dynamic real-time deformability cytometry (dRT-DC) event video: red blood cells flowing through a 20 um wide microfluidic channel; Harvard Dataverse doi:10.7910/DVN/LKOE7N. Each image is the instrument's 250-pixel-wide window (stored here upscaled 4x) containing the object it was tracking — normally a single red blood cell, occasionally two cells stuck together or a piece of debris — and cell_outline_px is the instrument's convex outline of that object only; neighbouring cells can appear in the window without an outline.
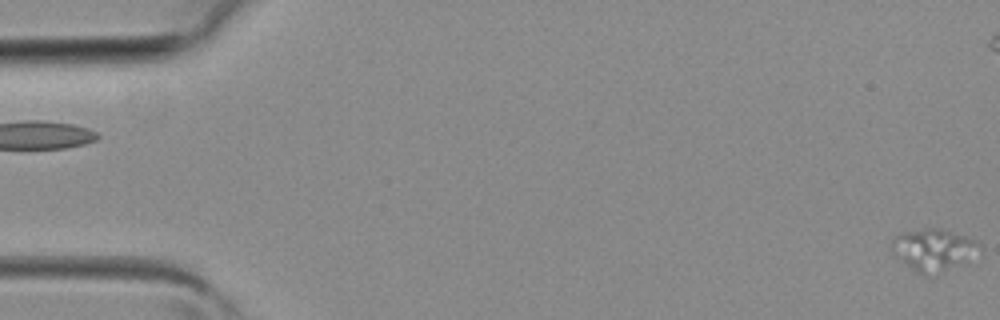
{"species": "common noctule bat (a hibernating species)", "species_latin": "Nyctalus noctula", "temperature_condition": "room temperature", "stored_images_in_passage": 4, "camera_frame_rate_fps": 3000, "um_per_image_px": 0.085, "animal": {"sex": "female", "body_mass_g": 19.3, "forearm_length_mm": 54.1}, "frame": {"image": 1, "passage_image": 4, "time_ms": 1.0, "image_size_px": [1000, 320], "cell_outline_px": [[984, 256], [940, 272], [924, 276], [920, 276], [892, 252], [892, 240], [896, 236], [904, 232], [928, 228], [944, 228], [976, 240], [980, 244]], "centroid_in_image_um": [79.47, 21.24], "position_along_channel_um": 5.5, "area_um2": 22.02}}